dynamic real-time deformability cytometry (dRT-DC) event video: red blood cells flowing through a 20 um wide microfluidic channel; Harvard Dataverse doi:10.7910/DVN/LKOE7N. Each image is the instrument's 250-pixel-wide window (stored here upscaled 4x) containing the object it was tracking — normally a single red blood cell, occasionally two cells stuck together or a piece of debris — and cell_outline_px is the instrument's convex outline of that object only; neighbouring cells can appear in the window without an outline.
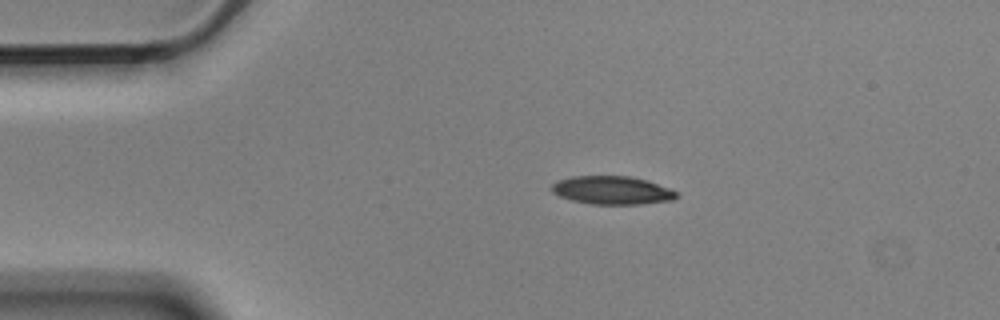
{"species": "Egyptian fruit bat (a non-hibernating species)", "species_latin": "Rousettus aegyptiacus", "temperature_condition": "cold", "stored_images_in_passage": 3, "camera_frame_rate_fps": 3000, "um_per_image_px": 0.085, "animal": {"sex": "male"}, "frame": {"image": 1, "passage_image": 1, "time_ms": 0.0, "image_size_px": [1000, 320], "cell_outline_px": [[680, 196], [672, 200], [640, 204], [592, 204], [572, 200], [560, 196], [552, 192], [552, 184], [556, 180], [572, 176], [628, 176], [648, 180], [672, 188]], "centroid_in_image_um": [52.06, 16.16], "position_along_channel_um": 32.9, "area_um2": 20.69}}
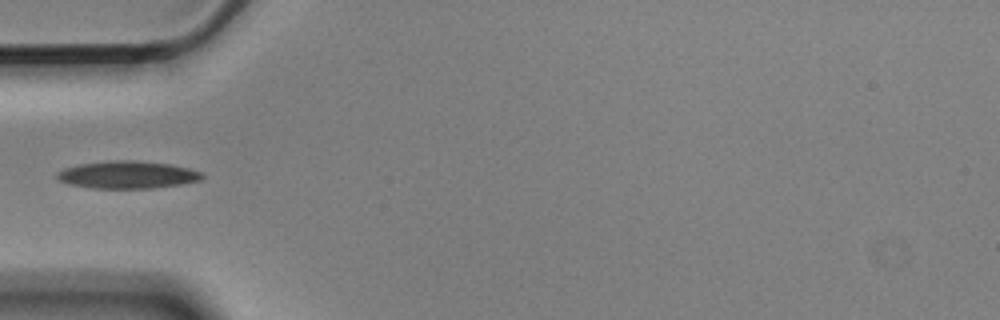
{"frame": {"image": 2, "passage_image": 3, "time_ms": 0.667, "image_size_px": [1000, 320], "cell_outline_px": [[204, 176], [200, 180], [180, 184], [152, 188], [92, 188], [68, 184], [60, 180], [56, 176], [56, 172], [64, 168], [80, 164], [108, 160], [136, 160], [168, 164], [188, 168], [200, 172]], "centroid_in_image_um": [10.79, 14.85], "position_along_channel_um": 74.2, "area_um2": 23.12}}